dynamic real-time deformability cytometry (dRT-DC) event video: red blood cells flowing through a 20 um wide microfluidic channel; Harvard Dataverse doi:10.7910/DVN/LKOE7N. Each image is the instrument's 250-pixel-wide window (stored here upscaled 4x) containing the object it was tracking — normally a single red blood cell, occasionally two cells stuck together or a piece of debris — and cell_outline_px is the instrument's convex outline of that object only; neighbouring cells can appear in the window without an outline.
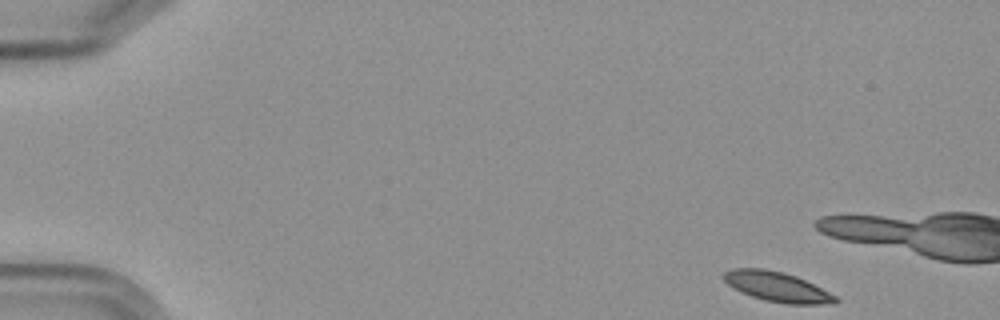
{"species": "Egyptian fruit bat (a non-hibernating species)", "species_latin": "Rousettus aegyptiacus", "temperature_condition": "cold", "stored_images_in_passage": 4, "camera_frame_rate_fps": 3000, "um_per_image_px": 0.085, "frame": {"image": 1, "passage_image": 1, "time_ms": 0.0, "image_size_px": [1000, 320], "cell_outline_px": [[840, 300], [832, 304], [788, 304], [764, 300], [740, 292], [732, 288], [724, 280], [724, 272], [732, 268], [764, 268], [784, 272], [796, 276], [836, 296]], "centroid_in_image_um": [66.03, 24.37], "position_along_channel_um": 19.0, "area_um2": 19.36}}